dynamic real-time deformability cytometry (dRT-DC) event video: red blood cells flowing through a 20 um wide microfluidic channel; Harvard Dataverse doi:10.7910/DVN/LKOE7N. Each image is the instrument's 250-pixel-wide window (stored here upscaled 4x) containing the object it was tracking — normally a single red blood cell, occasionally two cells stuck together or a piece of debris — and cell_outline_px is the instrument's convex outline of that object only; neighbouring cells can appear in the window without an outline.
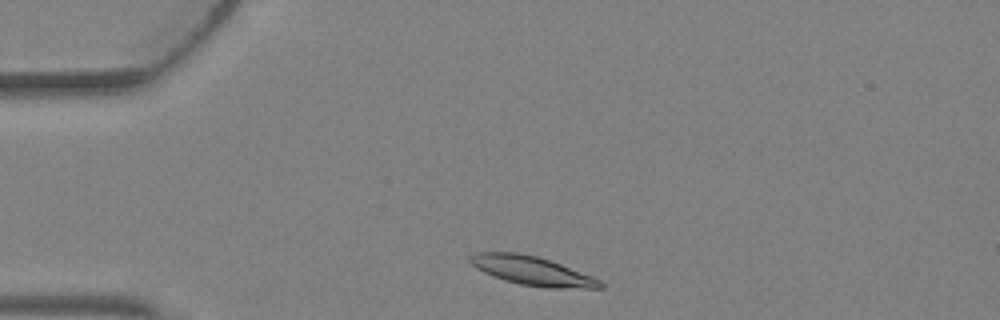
{"species": "Egyptian fruit bat (a non-hibernating species)", "species_latin": "Rousettus aegyptiacus", "temperature_condition": "warm", "stored_images_in_passage": 2, "camera_frame_rate_fps": 3000, "um_per_image_px": 0.085, "animal": {"sex": "female"}, "frame": {"image": 1, "passage_image": 1, "time_ms": 0.0, "image_size_px": [1000, 320], "cell_outline_px": [[604, 288], [544, 288], [520, 284], [504, 280], [484, 272], [476, 268], [468, 260], [468, 256], [476, 252], [516, 252], [536, 256], [560, 264], [592, 276], [600, 280], [604, 284]], "centroid_in_image_um": [45.21, 23.02], "position_along_channel_um": 39.8, "area_um2": 21.85}}